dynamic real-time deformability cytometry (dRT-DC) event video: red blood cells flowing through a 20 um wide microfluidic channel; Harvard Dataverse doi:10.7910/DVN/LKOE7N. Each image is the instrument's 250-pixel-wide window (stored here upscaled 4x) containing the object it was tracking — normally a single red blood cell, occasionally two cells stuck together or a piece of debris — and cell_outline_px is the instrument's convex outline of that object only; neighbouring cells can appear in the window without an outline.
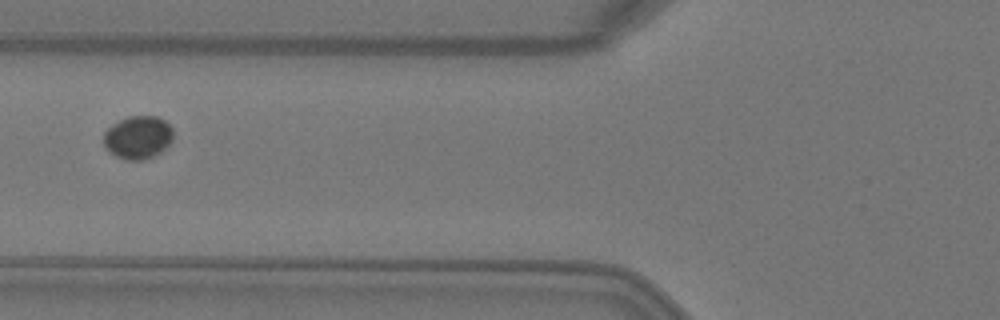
{"species": "Egyptian fruit bat (a non-hibernating species)", "species_latin": "Rousettus aegyptiacus", "temperature_condition": "warm", "stored_images_in_passage": 2, "camera_frame_rate_fps": 3000, "um_per_image_px": 0.085, "animal": {"sex": "female"}, "frame": {"image": 1, "passage_image": 2, "time_ms": 0.333, "image_size_px": [1000, 320], "cell_outline_px": [[172, 140], [160, 152], [144, 160], [124, 160], [108, 152], [104, 144], [104, 132], [112, 124], [128, 116], [156, 116], [164, 120], [172, 128]], "centroid_in_image_um": [11.7, 11.68], "position_along_channel_um": 114.1, "area_um2": 17.4}}